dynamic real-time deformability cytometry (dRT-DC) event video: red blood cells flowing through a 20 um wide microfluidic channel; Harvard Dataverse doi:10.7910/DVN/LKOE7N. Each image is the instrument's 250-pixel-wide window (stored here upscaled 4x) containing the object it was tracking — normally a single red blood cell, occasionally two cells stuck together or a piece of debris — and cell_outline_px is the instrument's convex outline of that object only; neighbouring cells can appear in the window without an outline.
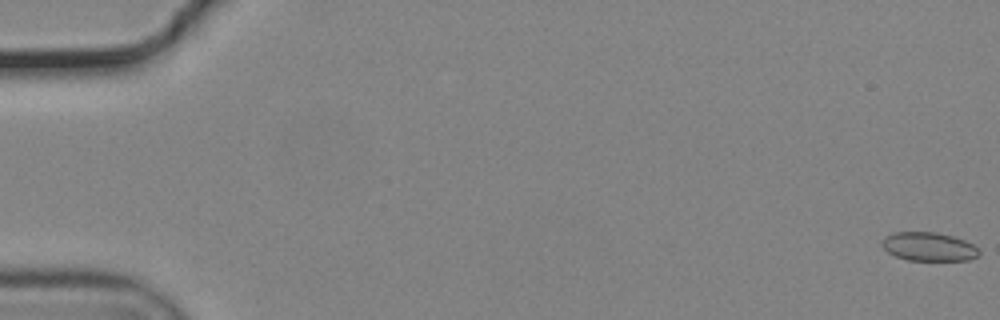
{"species": "common noctule bat (a hibernating species)", "species_latin": "Nyctalus noctula", "temperature_condition": "cold", "stored_images_in_passage": 56, "camera_frame_rate_fps": 3000, "um_per_image_px": 0.085, "animal": {"sex": "male", "body_mass_g": 19.2, "forearm_length_mm": 51.8}, "frame": {"image": 1, "passage_image": 1, "time_ms": 0.0, "image_size_px": [1000, 320], "cell_outline_px": [[980, 252], [976, 256], [968, 260], [908, 260], [896, 256], [888, 252], [880, 244], [880, 240], [884, 236], [892, 232], [936, 232], [952, 236], [964, 240], [980, 248]], "centroid_in_image_um": [78.91, 20.95], "position_along_channel_um": 6.1, "area_um2": 16.3}}
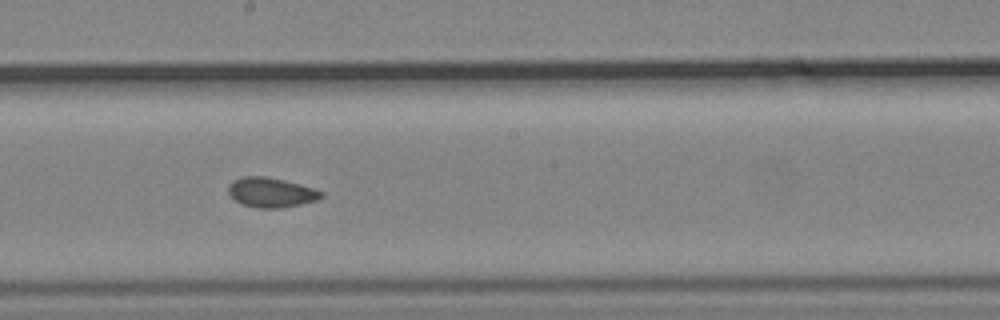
{"frame": {"image": 2, "passage_image": 32, "time_ms": 10.333, "image_size_px": [1000, 320], "cell_outline_px": [[324, 196], [316, 200], [300, 204], [280, 208], [256, 208], [240, 204], [228, 192], [228, 184], [232, 180], [240, 176], [264, 176], [284, 180], [300, 184], [324, 192]], "centroid_in_image_um": [23.01, 16.35], "position_along_channel_um": 225.2, "area_um2": 16.18}}
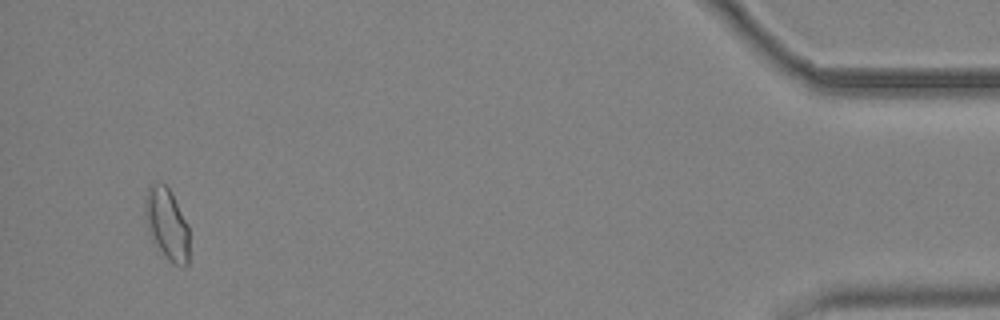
{"frame": {"image": 3, "passage_image": 54, "time_ms": 17.667, "image_size_px": [1000, 320], "cell_outline_px": [[188, 264], [184, 268], [180, 268], [172, 264], [168, 260], [152, 240], [148, 232], [144, 216], [144, 196], [148, 188], [152, 184], [164, 184], [168, 188], [188, 224]], "centroid_in_image_um": [14.16, 19.09], "position_along_channel_um": 421.0, "area_um2": 18.55}, "authors_computed_cell_mechanics": {"area_um2": 16.2996, "velocity_mm_per_s": 3.7231, "shape_relaxation_time_tau1_ms": null, "shape_relaxation_time_tau2_ms": 2.4122, "deformation_change_tau1": null, "deformation_change_tau2": 0.064}}